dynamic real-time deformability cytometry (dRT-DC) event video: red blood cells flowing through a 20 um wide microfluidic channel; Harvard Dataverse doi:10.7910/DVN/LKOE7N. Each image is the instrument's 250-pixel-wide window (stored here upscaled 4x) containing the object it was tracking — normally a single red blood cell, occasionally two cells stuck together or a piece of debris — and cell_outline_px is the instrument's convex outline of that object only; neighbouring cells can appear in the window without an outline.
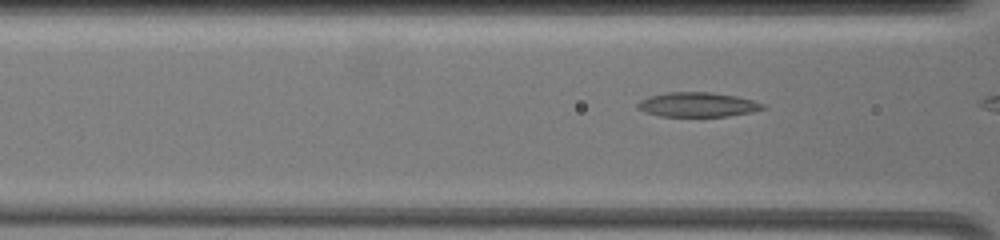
{"species": "common noctule bat (a hibernating species)", "species_latin": "Nyctalus noctula", "temperature_condition": "warm", "stored_images_in_passage": 7, "camera_frame_rate_fps": 3000, "um_per_image_px": 0.085, "animal": {"sex": "female", "body_mass_g": 19.5, "forearm_length_mm": 54.1}, "frame": {"image": 1, "passage_image": 5, "time_ms": 1.333, "image_size_px": [1000, 240], "cell_outline_px": [[764, 108], [752, 112], [728, 116], [660, 116], [636, 108], [636, 104], [640, 100], [648, 96], [668, 92], [712, 92], [736, 96], [752, 100], [764, 104]], "centroid_in_image_um": [59.27, 8.88], "position_along_channel_um": 107.3, "area_um2": 17.8}}